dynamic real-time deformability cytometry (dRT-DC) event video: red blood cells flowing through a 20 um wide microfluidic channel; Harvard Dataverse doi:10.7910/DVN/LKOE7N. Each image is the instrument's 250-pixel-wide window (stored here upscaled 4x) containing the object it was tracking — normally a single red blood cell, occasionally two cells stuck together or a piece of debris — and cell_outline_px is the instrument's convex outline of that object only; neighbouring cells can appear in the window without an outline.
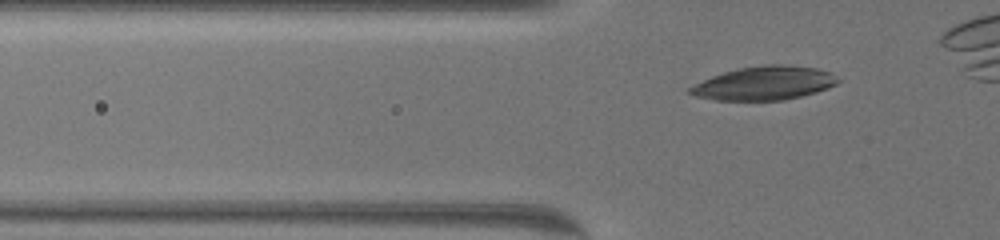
{"species": "common noctule bat (a hibernating species)", "species_latin": "Nyctalus noctula", "temperature_condition": "warm", "stored_images_in_passage": 38, "camera_frame_rate_fps": 3000, "um_per_image_px": 0.085, "animal": {"sex": "female", "body_mass_g": 19.5, "forearm_length_mm": 54.1}, "frame": {"image": 1, "passage_image": 4, "time_ms": 1.0, "image_size_px": [1000, 240], "cell_outline_px": [[840, 80], [836, 84], [828, 88], [816, 92], [784, 100], [716, 100], [696, 96], [688, 92], [688, 88], [712, 76], [724, 72], [740, 68], [764, 64], [784, 64], [816, 68], [828, 72]], "centroid_in_image_um": [64.97, 7.07], "position_along_channel_um": 60.8, "area_um2": 28.73}}
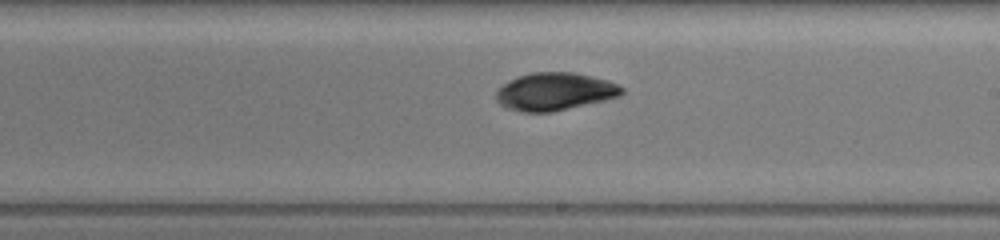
{"frame": {"image": 2, "passage_image": 21, "time_ms": 6.667, "image_size_px": [1000, 240], "cell_outline_px": [[624, 92], [620, 96], [604, 100], [552, 112], [520, 112], [508, 108], [500, 104], [496, 100], [496, 92], [504, 84], [520, 76], [532, 72], [572, 72], [592, 76], [616, 84], [624, 88]], "centroid_in_image_um": [47.15, 7.79], "position_along_channel_um": 241.8, "area_um2": 27.28}}
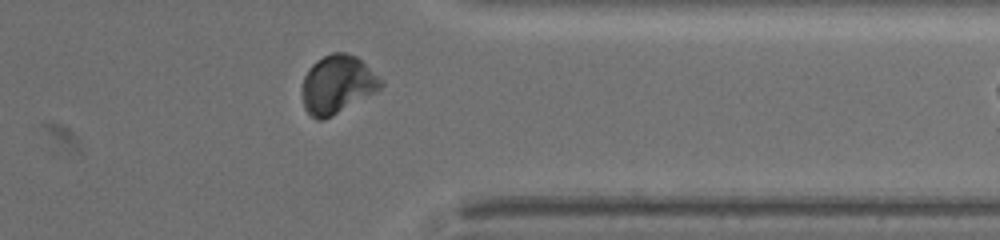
{"frame": {"image": 3, "passage_image": 34, "time_ms": 11.0, "image_size_px": [1000, 240], "cell_outline_px": [[384, 84], [376, 92], [332, 116], [324, 120], [316, 120], [304, 108], [300, 92], [300, 88], [304, 76], [308, 68], [316, 60], [332, 52], [344, 52], [356, 56], [384, 80]], "centroid_in_image_um": [28.65, 7.18], "position_along_channel_um": 382.8, "area_um2": 27.11}}